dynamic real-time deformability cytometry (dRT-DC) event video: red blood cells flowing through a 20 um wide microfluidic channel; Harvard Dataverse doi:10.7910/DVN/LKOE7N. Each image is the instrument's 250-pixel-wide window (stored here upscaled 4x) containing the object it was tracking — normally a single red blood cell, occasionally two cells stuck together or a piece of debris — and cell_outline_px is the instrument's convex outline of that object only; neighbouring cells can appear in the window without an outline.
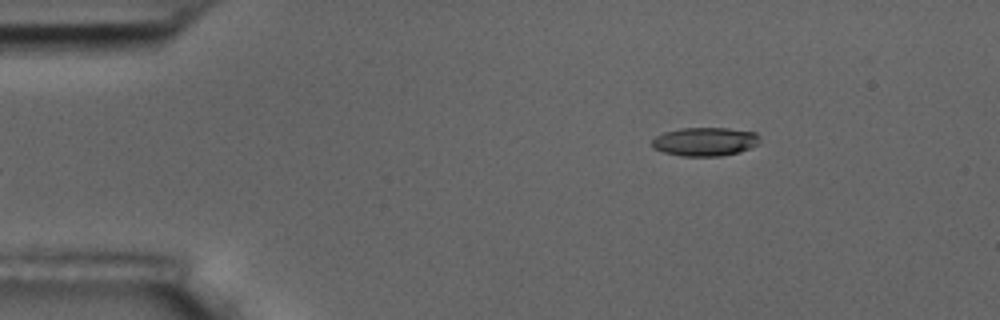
{"species": "common noctule bat (a hibernating species)", "species_latin": "Nyctalus noctula", "temperature_condition": "room temperature", "stored_images_in_passage": 6, "camera_frame_rate_fps": 3000, "um_per_image_px": 0.085, "animal": {"sex": "male", "body_mass_g": 17.5, "forearm_length_mm": 52.3}, "frame": {"image": 1, "passage_image": 6, "time_ms": 5.667, "image_size_px": [1000, 320], "cell_outline_px": [[760, 144], [740, 152], [720, 156], [680, 156], [664, 152], [652, 148], [652, 140], [656, 136], [664, 132], [680, 128], [728, 128], [756, 132], [760, 136]], "centroid_in_image_um": [59.95, 12.04], "position_along_channel_um": 25.0, "area_um2": 18.21}}